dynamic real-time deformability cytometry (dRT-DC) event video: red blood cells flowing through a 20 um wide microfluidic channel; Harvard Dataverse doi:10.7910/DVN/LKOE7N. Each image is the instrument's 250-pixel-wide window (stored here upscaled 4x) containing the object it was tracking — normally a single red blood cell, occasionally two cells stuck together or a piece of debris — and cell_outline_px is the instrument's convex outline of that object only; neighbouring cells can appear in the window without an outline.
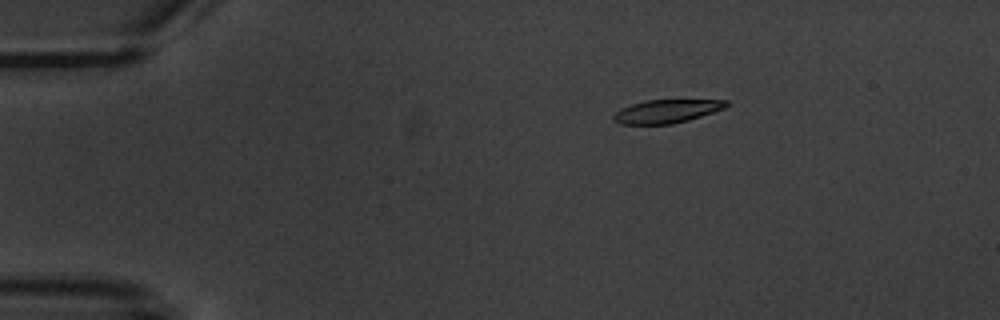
{"species": "common noctule bat (a hibernating species)", "species_latin": "Nyctalus noctula", "temperature_condition": "warm", "stored_images_in_passage": 4, "camera_frame_rate_fps": 3000, "um_per_image_px": 0.085, "animal": {"sex": "male", "body_mass_g": 20.1, "forearm_length_mm": 53.5}, "frame": {"image": 1, "passage_image": 2, "time_ms": 1.0, "image_size_px": [1000, 320], "cell_outline_px": [[728, 104], [724, 108], [688, 120], [672, 124], [620, 124], [612, 120], [612, 116], [620, 108], [632, 104], [648, 100], [728, 100]], "centroid_in_image_um": [56.61, 9.46], "position_along_channel_um": 28.4, "area_um2": 15.2}}